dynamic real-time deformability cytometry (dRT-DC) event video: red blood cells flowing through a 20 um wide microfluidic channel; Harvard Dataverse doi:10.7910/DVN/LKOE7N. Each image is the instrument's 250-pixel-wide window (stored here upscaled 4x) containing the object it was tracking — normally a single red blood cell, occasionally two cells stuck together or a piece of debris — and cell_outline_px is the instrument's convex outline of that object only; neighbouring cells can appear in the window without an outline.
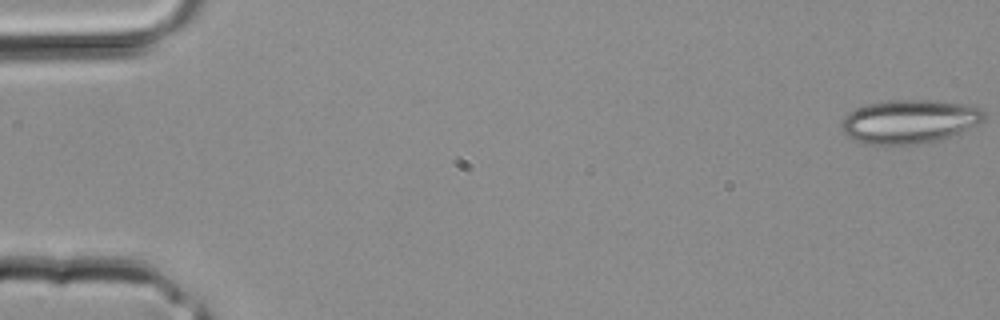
{"species": "common noctule bat (a hibernating species)", "species_latin": "Nyctalus noctula", "temperature_condition": "room temperature", "stored_images_in_passage": 35, "camera_frame_rate_fps": 3000, "um_per_image_px": 0.085, "animal": {"sex": "male", "body_mass_g": 20.4}, "frame": {"image": 1, "passage_image": 1, "time_ms": 0.0, "image_size_px": [1000, 320], "cell_outline_px": [[984, 120], [980, 124], [952, 136], [940, 140], [916, 144], [864, 144], [852, 140], [840, 128], [840, 124], [844, 116], [848, 112], [864, 104], [888, 100], [932, 100], [960, 104], [980, 108], [984, 112]], "centroid_in_image_um": [77.26, 10.33], "position_along_channel_um": 7.7, "area_um2": 36.59}}
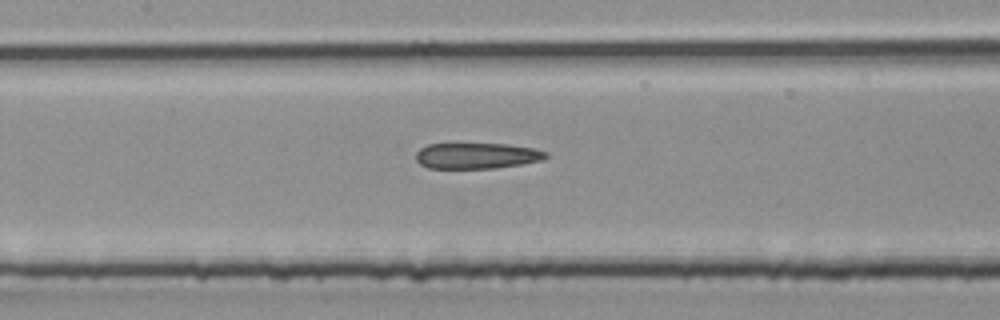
{"frame": {"image": 2, "passage_image": 17, "time_ms": 5.333, "image_size_px": [1000, 320], "cell_outline_px": [[548, 156], [544, 160], [496, 168], [428, 168], [420, 164], [416, 160], [416, 152], [420, 148], [428, 144], [508, 144], [532, 148], [548, 152]], "centroid_in_image_um": [40.53, 13.24], "position_along_channel_um": 166.9, "area_um2": 19.59}}
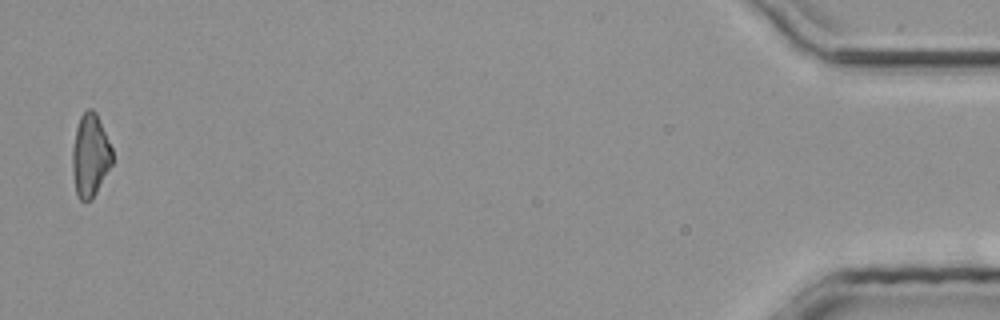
{"frame": {"image": 3, "passage_image": 35, "time_ms": 11.333, "image_size_px": [1000, 320], "cell_outline_px": [[112, 164], [92, 200], [84, 204], [76, 196], [72, 168], [72, 148], [76, 128], [80, 116], [88, 108], [92, 108], [96, 112], [112, 148]], "centroid_in_image_um": [7.65, 13.25], "position_along_channel_um": 427.5, "area_um2": 19.48}}